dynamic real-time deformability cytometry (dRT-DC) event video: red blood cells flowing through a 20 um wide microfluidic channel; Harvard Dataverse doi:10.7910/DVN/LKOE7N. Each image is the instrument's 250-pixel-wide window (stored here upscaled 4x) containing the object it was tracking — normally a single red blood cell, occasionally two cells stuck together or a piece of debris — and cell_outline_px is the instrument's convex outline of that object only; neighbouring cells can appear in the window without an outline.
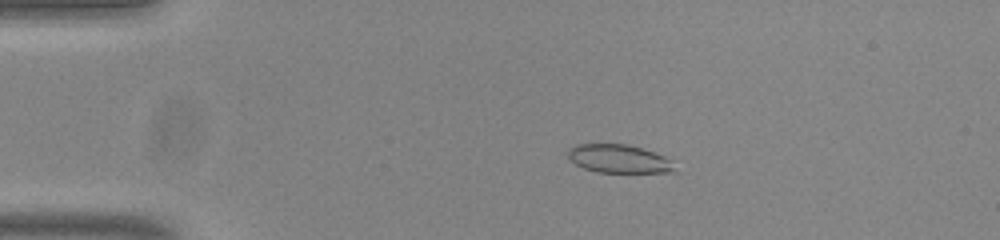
{"species": "common noctule bat (a hibernating species)", "species_latin": "Nyctalus noctula", "temperature_condition": "room temperature", "stored_images_in_passage": 53, "camera_frame_rate_fps": 3000, "um_per_image_px": 0.085, "animal": {"sex": "male", "body_mass_g": 20.0, "forearm_length_mm": 53.3}, "frame": {"image": 1, "passage_image": 10, "time_ms": 3.0, "image_size_px": [1000, 240], "cell_outline_px": [[680, 172], [600, 172], [584, 168], [576, 164], [568, 156], [568, 148], [576, 144], [624, 144], [640, 148], [664, 156]], "centroid_in_image_um": [52.59, 13.5], "position_along_channel_um": 32.4, "area_um2": 17.34}}
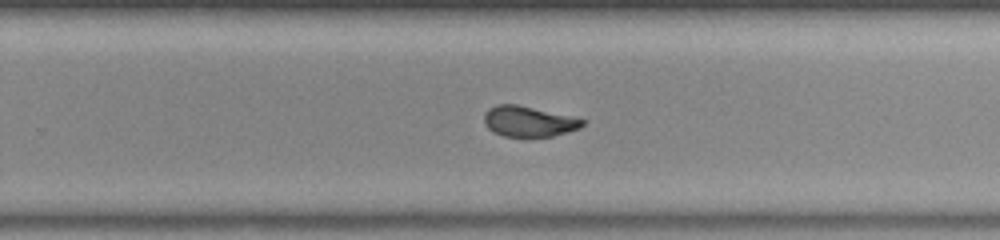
{"frame": {"image": 2, "passage_image": 34, "time_ms": 11.0, "image_size_px": [1000, 240], "cell_outline_px": [[584, 124], [580, 128], [552, 136], [524, 140], [504, 136], [492, 132], [484, 124], [484, 112], [488, 108], [496, 104], [516, 104], [584, 120]], "centroid_in_image_um": [44.84, 10.37], "position_along_channel_um": 285.0, "area_um2": 17.86}}
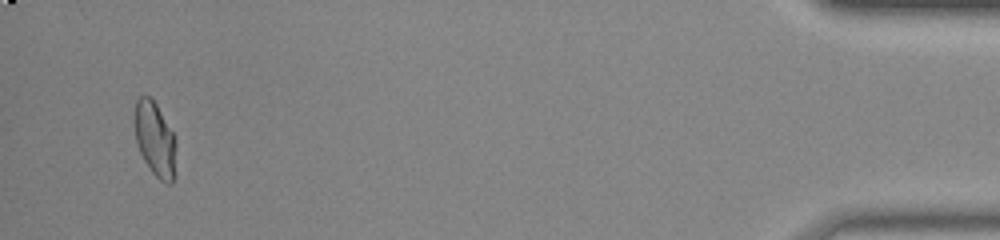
{"frame": {"image": 3, "passage_image": 51, "time_ms": 16.667, "image_size_px": [1000, 240], "cell_outline_px": [[176, 144], [172, 184], [168, 184], [160, 180], [152, 172], [144, 160], [140, 152], [136, 140], [136, 100], [140, 96], [148, 96], [156, 104], [172, 132], [176, 140]], "centroid_in_image_um": [13.19, 11.86], "position_along_channel_um": 422.0, "area_um2": 17.34}, "authors_computed_cell_mechanics": {"area_um2": 18.3226, "velocity_mm_per_s": 3.8243, "shape_relaxation_time_tau1_ms": 5.3627, "shape_relaxation_time_tau2_ms": 1.283, "deformation_change_tau1": 0.1972, "deformation_change_tau2": 0.0736}}